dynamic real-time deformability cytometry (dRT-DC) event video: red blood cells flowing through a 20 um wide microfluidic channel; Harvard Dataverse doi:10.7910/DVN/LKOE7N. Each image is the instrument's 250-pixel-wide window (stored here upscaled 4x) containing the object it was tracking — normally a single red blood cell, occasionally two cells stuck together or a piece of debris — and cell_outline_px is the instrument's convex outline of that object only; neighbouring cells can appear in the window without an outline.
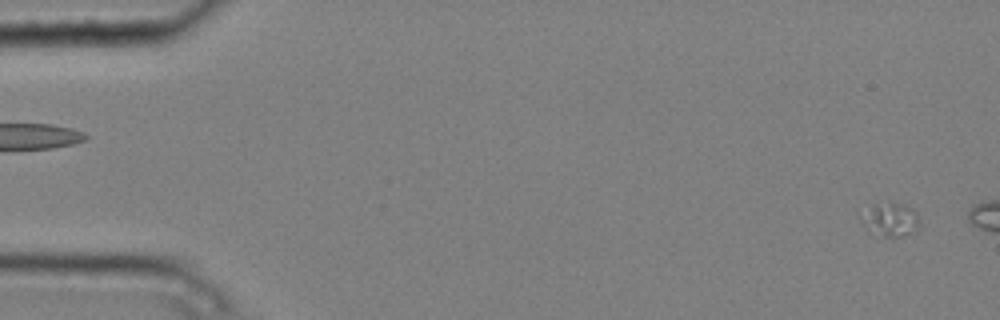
{"species": "common noctule bat (a hibernating species)", "species_latin": "Nyctalus noctula", "temperature_condition": "cold", "stored_images_in_passage": 6, "segment_of_instrument_passage": [2, 2], "camera_frame_rate_fps": 3000, "um_per_image_px": 0.085, "animal": {"sex": "male", "body_mass_g": 20.4}, "frame": {"image": 1, "passage_image": 6, "time_ms": 1.667, "image_size_px": [1000, 320], "cell_outline_px": [[916, 224], [908, 232], [900, 236], [884, 236], [876, 232], [856, 212], [872, 204], [900, 204], [912, 208], [916, 212]], "centroid_in_image_um": [75.59, 18.59], "position_along_channel_um": 9.4, "area_um2": 10.35}}